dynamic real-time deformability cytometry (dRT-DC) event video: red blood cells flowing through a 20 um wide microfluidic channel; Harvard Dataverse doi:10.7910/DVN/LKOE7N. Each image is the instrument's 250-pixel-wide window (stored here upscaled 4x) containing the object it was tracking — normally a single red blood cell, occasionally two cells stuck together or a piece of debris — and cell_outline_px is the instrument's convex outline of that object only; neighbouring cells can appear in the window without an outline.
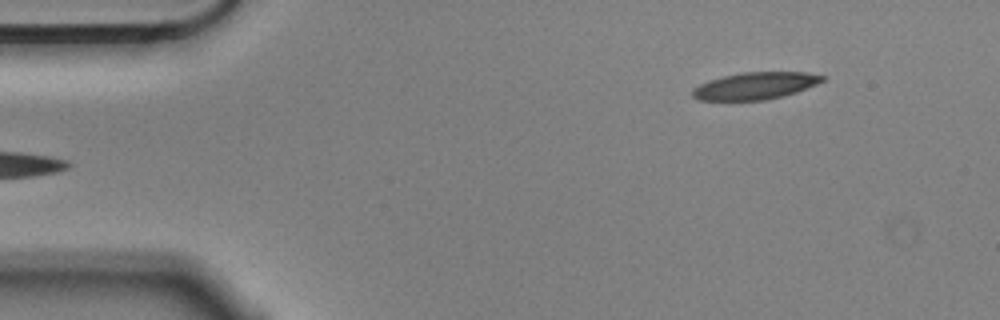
{"species": "Egyptian fruit bat (a non-hibernating species)", "species_latin": "Rousettus aegyptiacus", "temperature_condition": "cold", "stored_images_in_passage": 5, "camera_frame_rate_fps": 3000, "um_per_image_px": 0.085, "animal": {"sex": "male"}, "frame": {"image": 1, "passage_image": 5, "time_ms": 1.333, "image_size_px": [1000, 320], "cell_outline_px": [[824, 80], [816, 84], [796, 92], [764, 100], [696, 100], [692, 96], [692, 88], [708, 80], [740, 72], [808, 72], [824, 76]], "centroid_in_image_um": [64.15, 7.29], "position_along_channel_um": 20.9, "area_um2": 20.4}}